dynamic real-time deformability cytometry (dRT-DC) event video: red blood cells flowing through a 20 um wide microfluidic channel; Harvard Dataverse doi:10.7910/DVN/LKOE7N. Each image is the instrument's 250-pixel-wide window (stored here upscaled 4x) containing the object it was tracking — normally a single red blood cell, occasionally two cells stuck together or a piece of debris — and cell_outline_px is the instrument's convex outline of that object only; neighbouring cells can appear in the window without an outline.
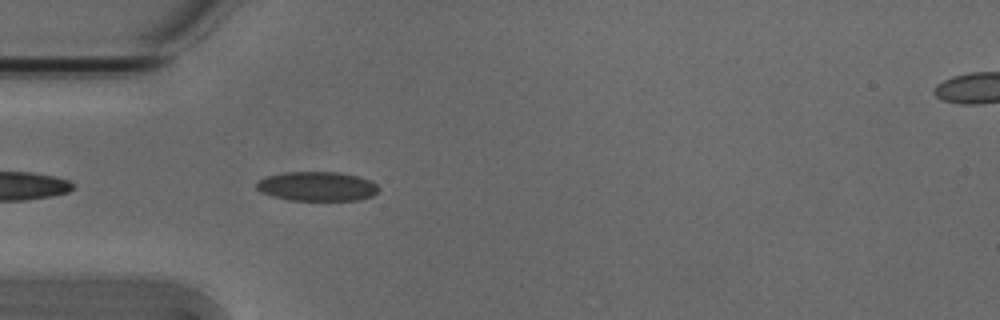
{"species": "Egyptian fruit bat (a non-hibernating species)", "species_latin": "Rousettus aegyptiacus", "temperature_condition": "cold", "stored_images_in_passage": 42, "camera_frame_rate_fps": 3000, "um_per_image_px": 0.085, "animal": {"sex": "male"}, "frame": {"image": 1, "passage_image": 3, "time_ms": 0.667, "image_size_px": [1000, 320], "cell_outline_px": [[380, 188], [372, 196], [360, 200], [288, 200], [272, 196], [260, 192], [256, 188], [256, 184], [264, 176], [284, 172], [340, 172], [356, 176], [368, 180], [376, 184]], "centroid_in_image_um": [26.92, 15.84], "position_along_channel_um": 58.1, "area_um2": 20.92}}
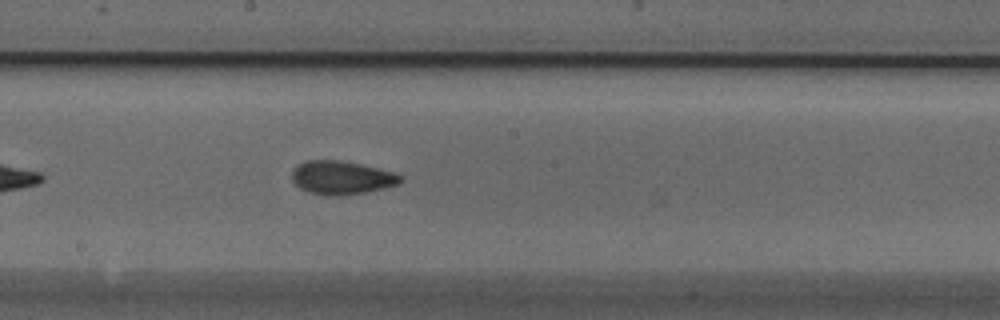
{"frame": {"image": 2, "passage_image": 16, "time_ms": 5.0, "image_size_px": [1000, 320], "cell_outline_px": [[404, 180], [400, 184], [384, 188], [364, 192], [340, 196], [328, 196], [308, 192], [300, 188], [292, 180], [292, 172], [296, 164], [304, 160], [340, 160], [360, 164], [396, 172], [404, 176]], "centroid_in_image_um": [29.06, 15.09], "position_along_channel_um": 219.1, "area_um2": 21.5}}
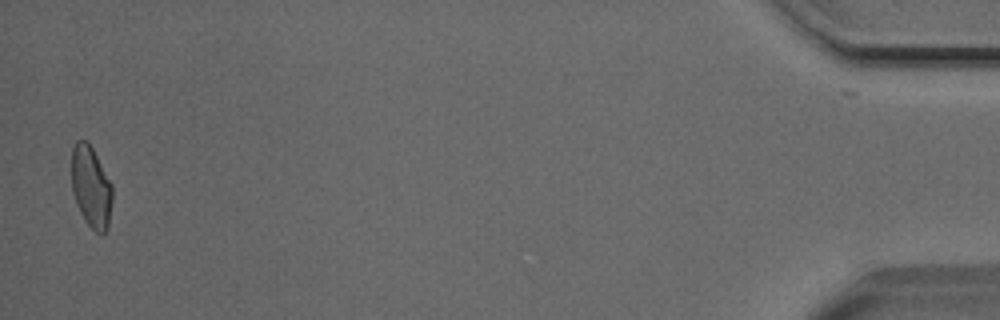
{"frame": {"image": 3, "passage_image": 40, "time_ms": 13.0, "image_size_px": [1000, 320], "cell_outline_px": [[112, 200], [108, 228], [104, 236], [96, 232], [84, 220], [76, 204], [72, 192], [72, 148], [76, 140], [88, 140], [112, 184]], "centroid_in_image_um": [7.74, 15.9], "position_along_channel_um": 427.5, "area_um2": 19.59}, "authors_computed_cell_mechanics": {"area_um2": 20.1722, "velocity_mm_per_s": 3.8056, "shape_relaxation_time_tau1_ms": 7.1757, "shape_relaxation_time_tau2_ms": 2.9375, "deformation_change_tau1": 0.1424, "deformation_change_tau2": 0.0771}}